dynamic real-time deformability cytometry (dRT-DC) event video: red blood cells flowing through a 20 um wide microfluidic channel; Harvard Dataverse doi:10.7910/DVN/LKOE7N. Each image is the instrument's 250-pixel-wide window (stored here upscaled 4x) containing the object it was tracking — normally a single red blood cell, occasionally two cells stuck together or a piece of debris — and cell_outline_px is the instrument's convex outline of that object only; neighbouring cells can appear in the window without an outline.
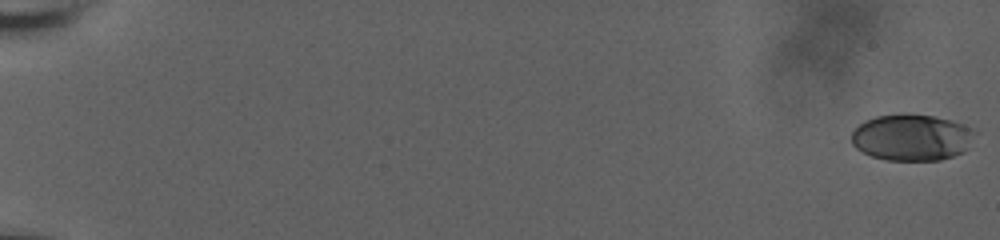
{"species": "human", "species_latin": "Homo sapiens", "temperature_condition": "room temperature", "stored_images_in_passage": 51, "camera_frame_rate_fps": 3000, "um_per_image_px": 0.085, "donor": {"sex": "male"}, "frame": {"image": 1, "passage_image": 1, "time_ms": 0.0, "image_size_px": [1000, 240], "cell_outline_px": [[980, 132], [964, 152], [940, 160], [888, 160], [872, 156], [856, 148], [852, 144], [852, 132], [864, 120], [876, 116], [904, 112], [932, 116], [948, 120], [972, 128]], "centroid_in_image_um": [77.53, 11.67], "position_along_channel_um": 7.5, "area_um2": 33.7}}